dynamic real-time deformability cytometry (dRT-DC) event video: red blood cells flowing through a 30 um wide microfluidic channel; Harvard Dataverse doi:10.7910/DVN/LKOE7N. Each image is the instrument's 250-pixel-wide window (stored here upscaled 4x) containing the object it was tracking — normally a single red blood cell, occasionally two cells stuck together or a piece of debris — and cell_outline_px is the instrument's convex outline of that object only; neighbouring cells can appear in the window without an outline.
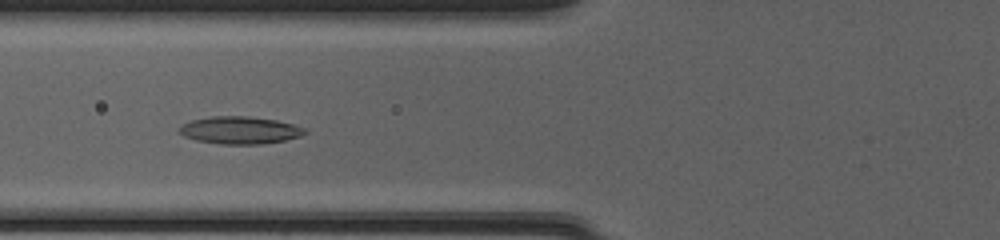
{"species": "common noctule bat (a hibernating species)", "species_latin": "Nyctalus noctula", "temperature_condition": "cold", "stored_images_in_passage": 45, "camera_frame_rate_fps": 3000, "um_per_image_px": 0.085, "animal": {"sex": "female", "body_mass_g": 20.0, "forearm_length_mm": 54.0}, "frame": {"image": 1, "passage_image": 15, "time_ms": 4.667, "image_size_px": [1000, 240], "cell_outline_px": [[308, 132], [300, 136], [284, 140], [260, 144], [220, 144], [196, 140], [184, 136], [176, 132], [180, 124], [192, 120], [212, 116], [248, 116], [276, 120], [292, 124], [304, 128]], "centroid_in_image_um": [20.33, 11.06], "position_along_channel_um": 105.5, "area_um2": 20.11}}
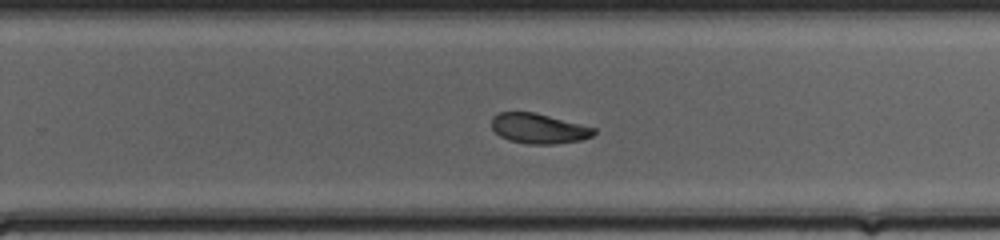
{"frame": {"image": 2, "passage_image": 28, "time_ms": 9.0, "image_size_px": [1000, 240], "cell_outline_px": [[596, 132], [592, 136], [580, 140], [556, 144], [528, 144], [508, 140], [500, 136], [492, 128], [492, 116], [500, 112], [536, 112], [596, 128]], "centroid_in_image_um": [45.79, 10.92], "position_along_channel_um": 284.0, "area_um2": 17.98}}
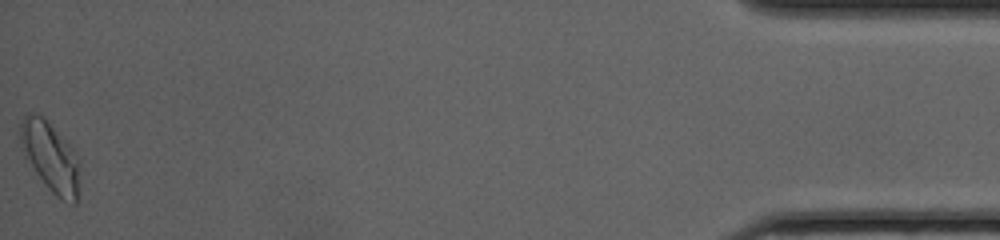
{"frame": {"image": 3, "passage_image": 45, "time_ms": 14.667, "image_size_px": [1000, 240], "cell_outline_px": [[80, 164], [76, 204], [68, 204], [60, 200], [48, 188], [24, 156], [20, 148], [20, 124], [24, 112], [36, 112], [44, 116], [76, 152], [80, 160]], "centroid_in_image_um": [4.28, 13.29], "position_along_channel_um": 430.9, "area_um2": 24.62}, "authors_computed_cell_mechanics": {"area_um2": 19.4208, "velocity_mm_per_s": 4.1283, "shape_relaxation_time_tau1_ms": 4.1581, "shape_relaxation_time_tau2_ms": 2.4872, "deformation_change_tau1": 0.1092, "deformation_change_tau2": 0.0816}}